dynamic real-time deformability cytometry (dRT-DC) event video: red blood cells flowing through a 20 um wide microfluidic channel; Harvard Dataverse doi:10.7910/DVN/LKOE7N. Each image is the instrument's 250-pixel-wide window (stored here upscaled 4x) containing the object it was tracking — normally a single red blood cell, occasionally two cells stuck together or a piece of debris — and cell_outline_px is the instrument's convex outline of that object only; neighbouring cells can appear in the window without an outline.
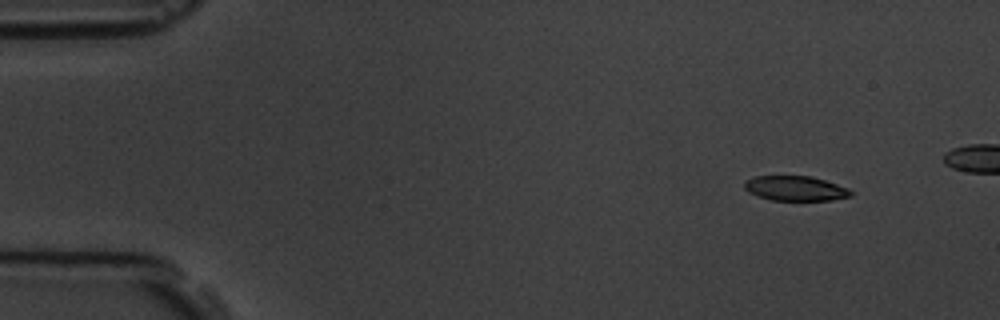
{"species": "common noctule bat (a hibernating species)", "species_latin": "Nyctalus noctula", "temperature_condition": "room temperature", "stored_images_in_passage": 4, "camera_frame_rate_fps": 3000, "um_per_image_px": 0.085, "animal": {"sex": "male", "body_mass_g": 19.5, "forearm_length_mm": 54.6}, "frame": {"image": 1, "passage_image": 1, "time_ms": 0.0, "image_size_px": [1000, 320], "cell_outline_px": [[852, 196], [832, 200], [772, 200], [756, 196], [748, 192], [744, 188], [744, 180], [756, 176], [812, 176], [848, 188], [852, 192]], "centroid_in_image_um": [67.58, 16.01], "position_along_channel_um": 17.4, "area_um2": 15.43}}